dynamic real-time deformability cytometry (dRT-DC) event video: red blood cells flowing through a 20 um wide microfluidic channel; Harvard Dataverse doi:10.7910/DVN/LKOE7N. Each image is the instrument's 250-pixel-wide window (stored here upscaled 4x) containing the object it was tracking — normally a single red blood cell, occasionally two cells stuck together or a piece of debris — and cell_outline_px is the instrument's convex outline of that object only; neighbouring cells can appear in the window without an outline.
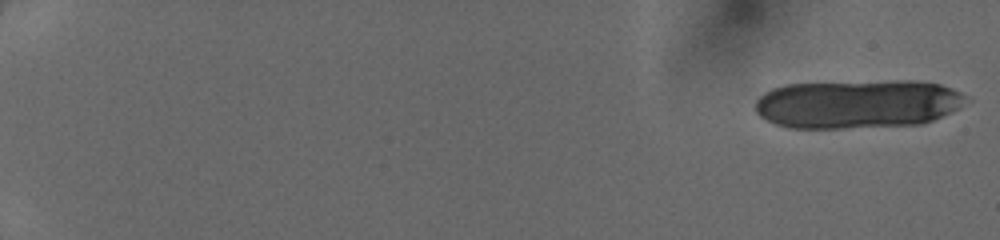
{"species": "human", "species_latin": "Homo sapiens", "temperature_condition": "cold", "stored_images_in_passage": 17, "camera_frame_rate_fps": 3000, "um_per_image_px": 0.085, "donor": {"sex": "female"}, "frame": {"image": 1, "passage_image": 1, "time_ms": 0.0, "image_size_px": [1000, 240], "cell_outline_px": [[972, 100], [960, 108], [932, 120], [920, 124], [844, 128], [788, 128], [776, 124], [760, 116], [756, 112], [756, 100], [764, 92], [772, 88], [784, 84], [896, 80], [912, 80], [940, 84], [952, 88], [968, 96]], "centroid_in_image_um": [72.93, 8.82], "position_along_channel_um": 12.1, "area_um2": 60.4}}